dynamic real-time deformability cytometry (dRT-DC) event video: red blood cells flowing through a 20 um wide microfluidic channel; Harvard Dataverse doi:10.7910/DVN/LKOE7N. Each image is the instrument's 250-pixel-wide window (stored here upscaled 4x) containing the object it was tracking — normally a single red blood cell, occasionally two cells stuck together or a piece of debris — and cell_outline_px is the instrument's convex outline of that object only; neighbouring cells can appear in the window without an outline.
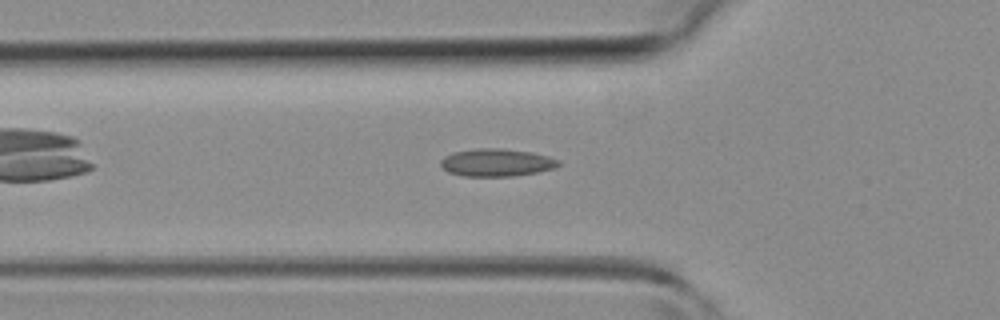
{"species": "common noctule bat (a hibernating species)", "species_latin": "Nyctalus noctula", "temperature_condition": "room temperature", "stored_images_in_passage": 36, "camera_frame_rate_fps": 3000, "um_per_image_px": 0.085, "animal": {"sex": "female", "body_mass_g": 19.3, "forearm_length_mm": 54.1}, "frame": {"image": 1, "passage_image": 7, "time_ms": 2.0, "image_size_px": [1000, 320], "cell_outline_px": [[560, 164], [556, 168], [536, 172], [512, 176], [464, 176], [448, 172], [440, 164], [440, 160], [444, 156], [452, 152], [480, 148], [500, 148], [532, 152], [548, 156], [560, 160]], "centroid_in_image_um": [42.21, 13.81], "position_along_channel_um": 83.6, "area_um2": 19.02}}
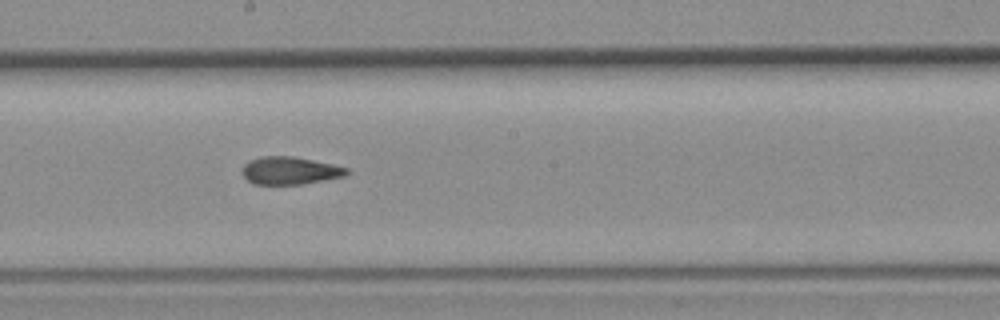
{"frame": {"image": 2, "passage_image": 16, "time_ms": 5.0, "image_size_px": [1000, 320], "cell_outline_px": [[348, 172], [344, 176], [324, 180], [300, 184], [252, 184], [240, 172], [244, 164], [248, 160], [260, 156], [292, 156], [332, 164], [348, 168]], "centroid_in_image_um": [24.58, 14.49], "position_along_channel_um": 223.6, "area_um2": 16.82}}
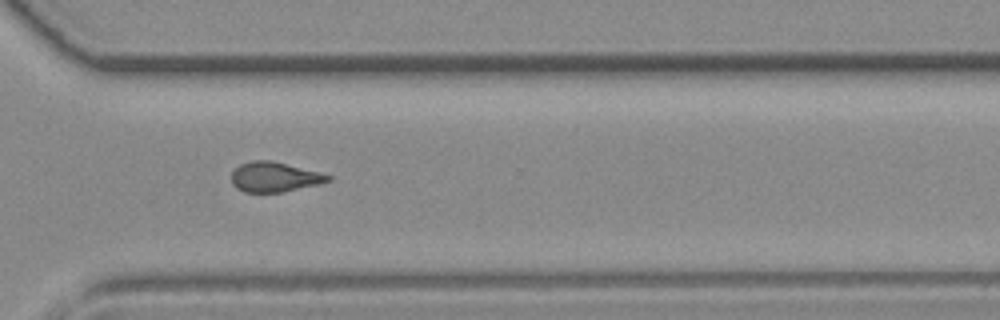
{"frame": {"image": 3, "passage_image": 24, "time_ms": 7.667, "image_size_px": [1000, 320], "cell_outline_px": [[332, 180], [320, 184], [280, 192], [244, 192], [236, 188], [232, 184], [232, 172], [240, 164], [252, 160], [268, 160], [320, 172], [332, 176]], "centroid_in_image_um": [23.33, 15.05], "position_along_channel_um": 347.3, "area_um2": 16.7}}